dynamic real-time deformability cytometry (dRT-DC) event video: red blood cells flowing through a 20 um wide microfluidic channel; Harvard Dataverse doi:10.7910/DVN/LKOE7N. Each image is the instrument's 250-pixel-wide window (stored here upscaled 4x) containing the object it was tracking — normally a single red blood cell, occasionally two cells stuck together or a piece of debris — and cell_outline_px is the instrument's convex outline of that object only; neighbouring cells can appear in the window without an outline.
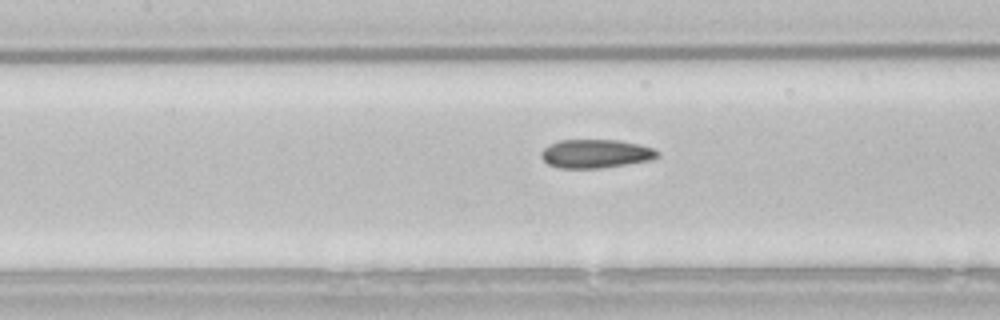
{"species": "common noctule bat (a hibernating species)", "species_latin": "Nyctalus noctula", "temperature_condition": "room temperature", "stored_images_in_passage": 36, "camera_frame_rate_fps": 3000, "um_per_image_px": 0.085, "animal": {"sex": "male", "body_mass_g": 21.5, "forearm_length_mm": 52.0}, "frame": {"image": 1, "passage_image": 17, "time_ms": 5.333, "image_size_px": [1000, 320], "cell_outline_px": [[660, 156], [652, 160], [600, 168], [560, 168], [548, 164], [540, 156], [540, 152], [548, 144], [560, 140], [616, 140], [640, 144], [652, 148], [660, 152]], "centroid_in_image_um": [50.64, 13.06], "position_along_channel_um": 156.8, "area_um2": 19.48}}
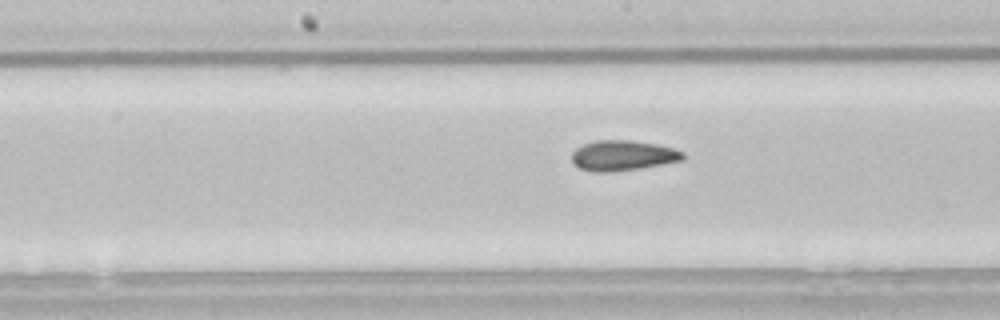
{"frame": {"image": 2, "passage_image": 20, "time_ms": 6.333, "image_size_px": [1000, 320], "cell_outline_px": [[684, 160], [636, 168], [608, 172], [596, 172], [580, 168], [572, 160], [572, 152], [576, 148], [584, 144], [596, 140], [632, 140], [656, 144], [672, 148], [684, 152]], "centroid_in_image_um": [52.93, 13.2], "position_along_channel_um": 195.3, "area_um2": 19.31}}